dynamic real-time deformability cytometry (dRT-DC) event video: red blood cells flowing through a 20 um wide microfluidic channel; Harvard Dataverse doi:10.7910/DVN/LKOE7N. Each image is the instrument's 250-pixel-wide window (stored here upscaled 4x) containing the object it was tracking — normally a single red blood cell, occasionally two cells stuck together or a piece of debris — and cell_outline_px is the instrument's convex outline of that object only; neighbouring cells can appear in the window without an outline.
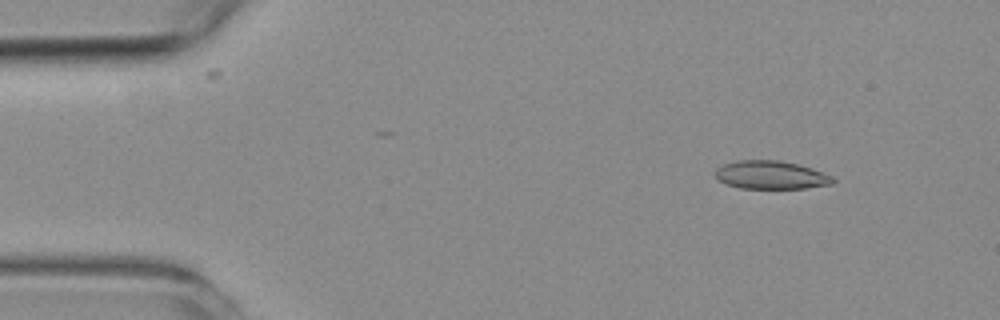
{"species": "common noctule bat (a hibernating species)", "species_latin": "Nyctalus noctula", "temperature_condition": "room temperature", "stored_images_in_passage": 55, "camera_frame_rate_fps": 3000, "um_per_image_px": 0.085, "animal": {"sex": "female", "body_mass_g": 19.3, "forearm_length_mm": 54.1}, "frame": {"image": 1, "passage_image": 6, "time_ms": 1.667, "image_size_px": [1000, 320], "cell_outline_px": [[836, 180], [832, 184], [804, 188], [740, 188], [716, 180], [716, 168], [724, 164], [736, 160], [780, 160], [812, 168], [832, 176]], "centroid_in_image_um": [65.52, 14.87], "position_along_channel_um": 19.5, "area_um2": 19.31}}
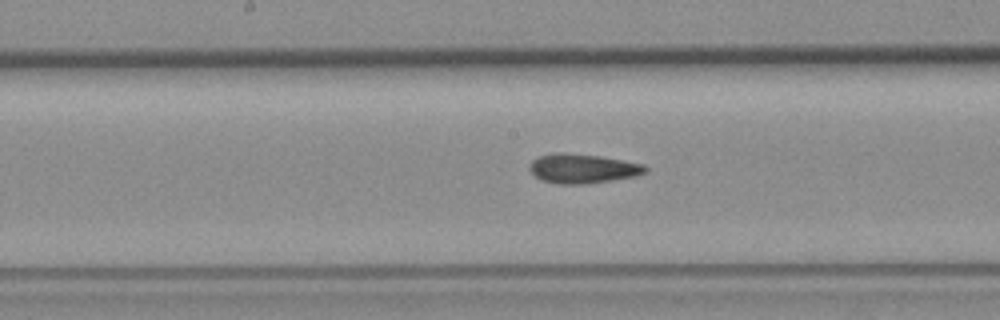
{"frame": {"image": 2, "passage_image": 27, "time_ms": 8.667, "image_size_px": [1000, 320], "cell_outline_px": [[648, 172], [636, 176], [612, 180], [584, 184], [560, 184], [540, 180], [528, 168], [528, 164], [532, 160], [540, 156], [556, 152], [564, 152], [600, 156], [644, 164], [648, 168]], "centroid_in_image_um": [49.53, 14.32], "position_along_channel_um": 198.7, "area_um2": 19.94}}
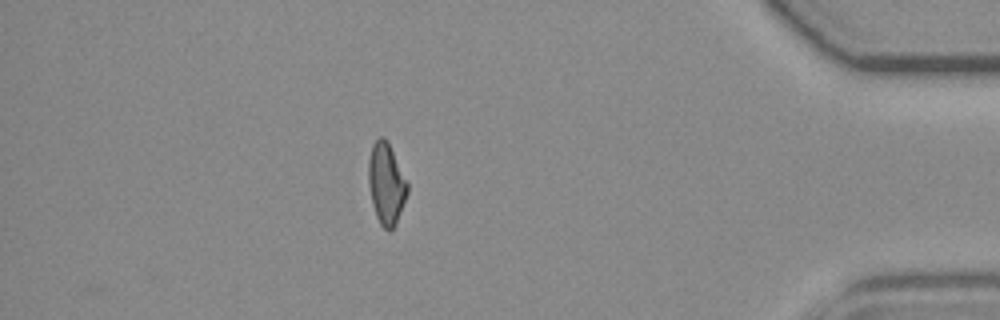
{"frame": {"image": 3, "passage_image": 47, "time_ms": 15.333, "image_size_px": [1000, 320], "cell_outline_px": [[408, 192], [396, 224], [388, 232], [380, 224], [376, 216], [372, 204], [368, 184], [368, 160], [372, 144], [380, 136], [384, 136], [388, 140], [408, 184]], "centroid_in_image_um": [32.82, 15.59], "position_along_channel_um": 402.4, "area_um2": 18.61}, "authors_computed_cell_mechanics": {"area_um2": 19.3052, "velocity_mm_per_s": 3.7653, "shape_relaxation_time_tau1_ms": null, "shape_relaxation_time_tau2_ms": 3.7925, "deformation_change_tau1": null, "deformation_change_tau2": 0.1213}}